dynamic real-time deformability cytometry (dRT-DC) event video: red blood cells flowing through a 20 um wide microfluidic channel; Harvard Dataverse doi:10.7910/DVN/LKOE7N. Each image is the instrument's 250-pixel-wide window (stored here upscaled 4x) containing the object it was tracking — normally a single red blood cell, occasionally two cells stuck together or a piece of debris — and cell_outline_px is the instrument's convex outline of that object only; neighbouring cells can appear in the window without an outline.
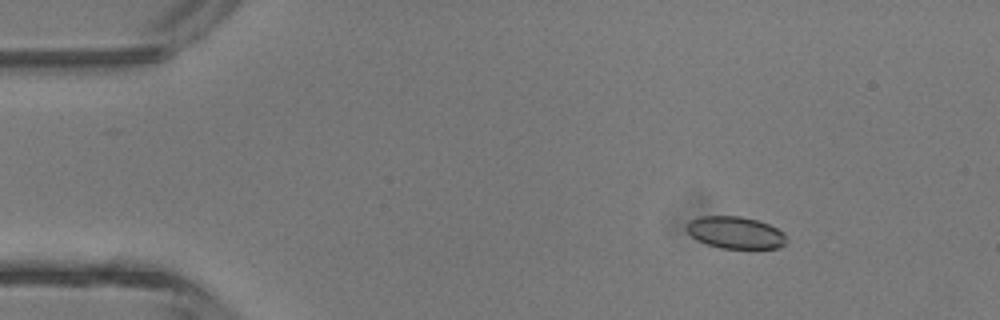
{"species": "common noctule bat (a hibernating species)", "species_latin": "Nyctalus noctula", "temperature_condition": "room temperature", "stored_images_in_passage": 3, "camera_frame_rate_fps": 3000, "um_per_image_px": 0.085, "animal": {"sex": "male", "body_mass_g": 13.3}, "frame": {"image": 1, "passage_image": 1, "time_ms": 0.0, "image_size_px": [1000, 320], "cell_outline_px": [[788, 240], [780, 248], [720, 248], [708, 244], [692, 236], [688, 232], [688, 224], [692, 220], [700, 216], [740, 216], [756, 220], [768, 224], [784, 232]], "centroid_in_image_um": [62.57, 19.77], "position_along_channel_um": 22.4, "area_um2": 18.38}}
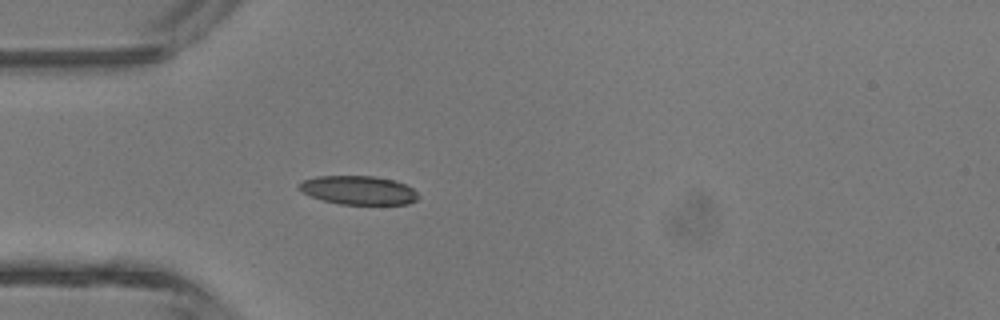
{"frame": {"image": 2, "passage_image": 3, "time_ms": 2.333, "image_size_px": [1000, 320], "cell_outline_px": [[420, 196], [416, 200], [408, 204], [340, 204], [324, 200], [300, 192], [300, 184], [304, 180], [320, 176], [372, 176], [392, 180], [404, 184], [412, 188]], "centroid_in_image_um": [30.49, 16.17], "position_along_channel_um": 54.5, "area_um2": 19.65}}